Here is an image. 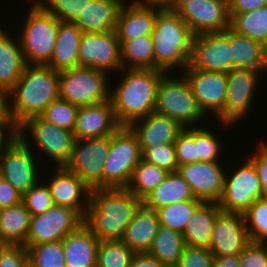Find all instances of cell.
Returning <instances> with one entry per match:
<instances>
[{
  "mask_svg": "<svg viewBox=\"0 0 267 267\" xmlns=\"http://www.w3.org/2000/svg\"><path fill=\"white\" fill-rule=\"evenodd\" d=\"M249 242L243 214L221 211L213 226L211 253L214 256L239 255Z\"/></svg>",
  "mask_w": 267,
  "mask_h": 267,
  "instance_id": "20",
  "label": "cell"
},
{
  "mask_svg": "<svg viewBox=\"0 0 267 267\" xmlns=\"http://www.w3.org/2000/svg\"><path fill=\"white\" fill-rule=\"evenodd\" d=\"M183 76L188 81L203 113L211 112L218 117L223 112L227 96V73L201 71L189 64L184 69Z\"/></svg>",
  "mask_w": 267,
  "mask_h": 267,
  "instance_id": "18",
  "label": "cell"
},
{
  "mask_svg": "<svg viewBox=\"0 0 267 267\" xmlns=\"http://www.w3.org/2000/svg\"><path fill=\"white\" fill-rule=\"evenodd\" d=\"M107 72L76 67L59 72V98L78 107L95 105L110 99ZM108 81V82H107Z\"/></svg>",
  "mask_w": 267,
  "mask_h": 267,
  "instance_id": "7",
  "label": "cell"
},
{
  "mask_svg": "<svg viewBox=\"0 0 267 267\" xmlns=\"http://www.w3.org/2000/svg\"><path fill=\"white\" fill-rule=\"evenodd\" d=\"M54 170L52 181L49 180L47 185L54 204L75 209L84 218L90 204L91 188L65 167H55Z\"/></svg>",
  "mask_w": 267,
  "mask_h": 267,
  "instance_id": "21",
  "label": "cell"
},
{
  "mask_svg": "<svg viewBox=\"0 0 267 267\" xmlns=\"http://www.w3.org/2000/svg\"><path fill=\"white\" fill-rule=\"evenodd\" d=\"M27 251L29 267H67L62 241L32 245Z\"/></svg>",
  "mask_w": 267,
  "mask_h": 267,
  "instance_id": "40",
  "label": "cell"
},
{
  "mask_svg": "<svg viewBox=\"0 0 267 267\" xmlns=\"http://www.w3.org/2000/svg\"><path fill=\"white\" fill-rule=\"evenodd\" d=\"M213 267H241L240 254L227 256H214Z\"/></svg>",
  "mask_w": 267,
  "mask_h": 267,
  "instance_id": "55",
  "label": "cell"
},
{
  "mask_svg": "<svg viewBox=\"0 0 267 267\" xmlns=\"http://www.w3.org/2000/svg\"><path fill=\"white\" fill-rule=\"evenodd\" d=\"M136 134L143 152L148 147L174 143L184 127L175 119L152 112L129 126Z\"/></svg>",
  "mask_w": 267,
  "mask_h": 267,
  "instance_id": "24",
  "label": "cell"
},
{
  "mask_svg": "<svg viewBox=\"0 0 267 267\" xmlns=\"http://www.w3.org/2000/svg\"><path fill=\"white\" fill-rule=\"evenodd\" d=\"M0 267H29L27 247L21 244H0Z\"/></svg>",
  "mask_w": 267,
  "mask_h": 267,
  "instance_id": "48",
  "label": "cell"
},
{
  "mask_svg": "<svg viewBox=\"0 0 267 267\" xmlns=\"http://www.w3.org/2000/svg\"><path fill=\"white\" fill-rule=\"evenodd\" d=\"M83 223L84 218L75 209L54 204L46 212L31 216L24 245L29 248L36 244L62 241Z\"/></svg>",
  "mask_w": 267,
  "mask_h": 267,
  "instance_id": "12",
  "label": "cell"
},
{
  "mask_svg": "<svg viewBox=\"0 0 267 267\" xmlns=\"http://www.w3.org/2000/svg\"><path fill=\"white\" fill-rule=\"evenodd\" d=\"M6 97L8 120L16 129L26 119L40 116L59 98V72L48 65L26 64L22 76ZM10 97L13 102L8 100Z\"/></svg>",
  "mask_w": 267,
  "mask_h": 267,
  "instance_id": "1",
  "label": "cell"
},
{
  "mask_svg": "<svg viewBox=\"0 0 267 267\" xmlns=\"http://www.w3.org/2000/svg\"><path fill=\"white\" fill-rule=\"evenodd\" d=\"M31 214L25 205L0 208V244L24 245L30 229Z\"/></svg>",
  "mask_w": 267,
  "mask_h": 267,
  "instance_id": "33",
  "label": "cell"
},
{
  "mask_svg": "<svg viewBox=\"0 0 267 267\" xmlns=\"http://www.w3.org/2000/svg\"><path fill=\"white\" fill-rule=\"evenodd\" d=\"M123 3L117 18L115 31L120 46L138 36L151 34L158 13L163 9L158 6L138 5L132 1Z\"/></svg>",
  "mask_w": 267,
  "mask_h": 267,
  "instance_id": "23",
  "label": "cell"
},
{
  "mask_svg": "<svg viewBox=\"0 0 267 267\" xmlns=\"http://www.w3.org/2000/svg\"><path fill=\"white\" fill-rule=\"evenodd\" d=\"M219 162H197L179 166L178 172L188 182L195 198L219 202L223 196L225 169Z\"/></svg>",
  "mask_w": 267,
  "mask_h": 267,
  "instance_id": "19",
  "label": "cell"
},
{
  "mask_svg": "<svg viewBox=\"0 0 267 267\" xmlns=\"http://www.w3.org/2000/svg\"><path fill=\"white\" fill-rule=\"evenodd\" d=\"M135 252L122 240L100 241L97 249V267H129Z\"/></svg>",
  "mask_w": 267,
  "mask_h": 267,
  "instance_id": "39",
  "label": "cell"
},
{
  "mask_svg": "<svg viewBox=\"0 0 267 267\" xmlns=\"http://www.w3.org/2000/svg\"><path fill=\"white\" fill-rule=\"evenodd\" d=\"M123 79L110 91L114 114L120 126H130L154 112L157 88L167 74L156 69H122Z\"/></svg>",
  "mask_w": 267,
  "mask_h": 267,
  "instance_id": "3",
  "label": "cell"
},
{
  "mask_svg": "<svg viewBox=\"0 0 267 267\" xmlns=\"http://www.w3.org/2000/svg\"><path fill=\"white\" fill-rule=\"evenodd\" d=\"M0 27V91L7 94L22 76L26 62L19 40Z\"/></svg>",
  "mask_w": 267,
  "mask_h": 267,
  "instance_id": "29",
  "label": "cell"
},
{
  "mask_svg": "<svg viewBox=\"0 0 267 267\" xmlns=\"http://www.w3.org/2000/svg\"><path fill=\"white\" fill-rule=\"evenodd\" d=\"M30 6L17 40L26 64L46 65L54 52L60 20L36 2Z\"/></svg>",
  "mask_w": 267,
  "mask_h": 267,
  "instance_id": "5",
  "label": "cell"
},
{
  "mask_svg": "<svg viewBox=\"0 0 267 267\" xmlns=\"http://www.w3.org/2000/svg\"><path fill=\"white\" fill-rule=\"evenodd\" d=\"M22 202V194L8 181L0 178V208L12 207Z\"/></svg>",
  "mask_w": 267,
  "mask_h": 267,
  "instance_id": "52",
  "label": "cell"
},
{
  "mask_svg": "<svg viewBox=\"0 0 267 267\" xmlns=\"http://www.w3.org/2000/svg\"><path fill=\"white\" fill-rule=\"evenodd\" d=\"M243 217L250 241L267 243V199L254 201Z\"/></svg>",
  "mask_w": 267,
  "mask_h": 267,
  "instance_id": "41",
  "label": "cell"
},
{
  "mask_svg": "<svg viewBox=\"0 0 267 267\" xmlns=\"http://www.w3.org/2000/svg\"><path fill=\"white\" fill-rule=\"evenodd\" d=\"M221 211L217 202H202L185 227V244L209 249L213 226Z\"/></svg>",
  "mask_w": 267,
  "mask_h": 267,
  "instance_id": "31",
  "label": "cell"
},
{
  "mask_svg": "<svg viewBox=\"0 0 267 267\" xmlns=\"http://www.w3.org/2000/svg\"><path fill=\"white\" fill-rule=\"evenodd\" d=\"M207 130L196 127L197 162H220L222 142Z\"/></svg>",
  "mask_w": 267,
  "mask_h": 267,
  "instance_id": "45",
  "label": "cell"
},
{
  "mask_svg": "<svg viewBox=\"0 0 267 267\" xmlns=\"http://www.w3.org/2000/svg\"><path fill=\"white\" fill-rule=\"evenodd\" d=\"M172 9L194 35L230 28L228 0H176Z\"/></svg>",
  "mask_w": 267,
  "mask_h": 267,
  "instance_id": "11",
  "label": "cell"
},
{
  "mask_svg": "<svg viewBox=\"0 0 267 267\" xmlns=\"http://www.w3.org/2000/svg\"><path fill=\"white\" fill-rule=\"evenodd\" d=\"M6 133L7 135H5ZM15 133H16V130L12 125H0V153H1L2 148L5 145L4 143H7Z\"/></svg>",
  "mask_w": 267,
  "mask_h": 267,
  "instance_id": "57",
  "label": "cell"
},
{
  "mask_svg": "<svg viewBox=\"0 0 267 267\" xmlns=\"http://www.w3.org/2000/svg\"><path fill=\"white\" fill-rule=\"evenodd\" d=\"M16 131H28L33 142L55 161L56 166L65 167L69 162L75 143L74 133L44 120L41 116H33L20 124Z\"/></svg>",
  "mask_w": 267,
  "mask_h": 267,
  "instance_id": "13",
  "label": "cell"
},
{
  "mask_svg": "<svg viewBox=\"0 0 267 267\" xmlns=\"http://www.w3.org/2000/svg\"><path fill=\"white\" fill-rule=\"evenodd\" d=\"M230 29L267 48V5L246 13L230 14Z\"/></svg>",
  "mask_w": 267,
  "mask_h": 267,
  "instance_id": "36",
  "label": "cell"
},
{
  "mask_svg": "<svg viewBox=\"0 0 267 267\" xmlns=\"http://www.w3.org/2000/svg\"><path fill=\"white\" fill-rule=\"evenodd\" d=\"M79 67L105 72L122 70L120 43L116 31L83 33L79 46Z\"/></svg>",
  "mask_w": 267,
  "mask_h": 267,
  "instance_id": "17",
  "label": "cell"
},
{
  "mask_svg": "<svg viewBox=\"0 0 267 267\" xmlns=\"http://www.w3.org/2000/svg\"><path fill=\"white\" fill-rule=\"evenodd\" d=\"M179 166L197 163L196 127H185L174 142Z\"/></svg>",
  "mask_w": 267,
  "mask_h": 267,
  "instance_id": "47",
  "label": "cell"
},
{
  "mask_svg": "<svg viewBox=\"0 0 267 267\" xmlns=\"http://www.w3.org/2000/svg\"><path fill=\"white\" fill-rule=\"evenodd\" d=\"M151 36L154 62L161 70L169 74L177 66L184 70L190 64L194 34L172 8L158 13Z\"/></svg>",
  "mask_w": 267,
  "mask_h": 267,
  "instance_id": "4",
  "label": "cell"
},
{
  "mask_svg": "<svg viewBox=\"0 0 267 267\" xmlns=\"http://www.w3.org/2000/svg\"><path fill=\"white\" fill-rule=\"evenodd\" d=\"M119 127L109 99L95 105L79 107L73 133L75 140L98 138L112 135Z\"/></svg>",
  "mask_w": 267,
  "mask_h": 267,
  "instance_id": "22",
  "label": "cell"
},
{
  "mask_svg": "<svg viewBox=\"0 0 267 267\" xmlns=\"http://www.w3.org/2000/svg\"><path fill=\"white\" fill-rule=\"evenodd\" d=\"M78 110V106L58 98L51 102L40 116L47 122L73 132Z\"/></svg>",
  "mask_w": 267,
  "mask_h": 267,
  "instance_id": "42",
  "label": "cell"
},
{
  "mask_svg": "<svg viewBox=\"0 0 267 267\" xmlns=\"http://www.w3.org/2000/svg\"><path fill=\"white\" fill-rule=\"evenodd\" d=\"M120 52L123 69L161 70L154 62V49L151 34L138 36L135 39L125 41L120 46Z\"/></svg>",
  "mask_w": 267,
  "mask_h": 267,
  "instance_id": "35",
  "label": "cell"
},
{
  "mask_svg": "<svg viewBox=\"0 0 267 267\" xmlns=\"http://www.w3.org/2000/svg\"><path fill=\"white\" fill-rule=\"evenodd\" d=\"M129 267H166L148 252H135Z\"/></svg>",
  "mask_w": 267,
  "mask_h": 267,
  "instance_id": "54",
  "label": "cell"
},
{
  "mask_svg": "<svg viewBox=\"0 0 267 267\" xmlns=\"http://www.w3.org/2000/svg\"><path fill=\"white\" fill-rule=\"evenodd\" d=\"M39 4L61 22L75 23L88 0H42Z\"/></svg>",
  "mask_w": 267,
  "mask_h": 267,
  "instance_id": "43",
  "label": "cell"
},
{
  "mask_svg": "<svg viewBox=\"0 0 267 267\" xmlns=\"http://www.w3.org/2000/svg\"><path fill=\"white\" fill-rule=\"evenodd\" d=\"M41 1H42V0H35L34 2H36V3L39 4Z\"/></svg>",
  "mask_w": 267,
  "mask_h": 267,
  "instance_id": "59",
  "label": "cell"
},
{
  "mask_svg": "<svg viewBox=\"0 0 267 267\" xmlns=\"http://www.w3.org/2000/svg\"><path fill=\"white\" fill-rule=\"evenodd\" d=\"M190 65L201 71L230 72L233 69L231 29L194 35Z\"/></svg>",
  "mask_w": 267,
  "mask_h": 267,
  "instance_id": "14",
  "label": "cell"
},
{
  "mask_svg": "<svg viewBox=\"0 0 267 267\" xmlns=\"http://www.w3.org/2000/svg\"><path fill=\"white\" fill-rule=\"evenodd\" d=\"M251 157H247L248 160L253 164L257 176L260 180L262 198L267 199V145L260 142V146L255 149Z\"/></svg>",
  "mask_w": 267,
  "mask_h": 267,
  "instance_id": "51",
  "label": "cell"
},
{
  "mask_svg": "<svg viewBox=\"0 0 267 267\" xmlns=\"http://www.w3.org/2000/svg\"><path fill=\"white\" fill-rule=\"evenodd\" d=\"M22 203L31 216L42 214L54 205L48 186L39 182L22 195Z\"/></svg>",
  "mask_w": 267,
  "mask_h": 267,
  "instance_id": "46",
  "label": "cell"
},
{
  "mask_svg": "<svg viewBox=\"0 0 267 267\" xmlns=\"http://www.w3.org/2000/svg\"><path fill=\"white\" fill-rule=\"evenodd\" d=\"M142 159L170 172H178L174 143L148 147L142 152Z\"/></svg>",
  "mask_w": 267,
  "mask_h": 267,
  "instance_id": "44",
  "label": "cell"
},
{
  "mask_svg": "<svg viewBox=\"0 0 267 267\" xmlns=\"http://www.w3.org/2000/svg\"><path fill=\"white\" fill-rule=\"evenodd\" d=\"M202 202L203 201L199 199H193L175 202L172 205L157 209L156 212L160 226L168 227L183 234L185 227L189 220L193 217L196 208Z\"/></svg>",
  "mask_w": 267,
  "mask_h": 267,
  "instance_id": "38",
  "label": "cell"
},
{
  "mask_svg": "<svg viewBox=\"0 0 267 267\" xmlns=\"http://www.w3.org/2000/svg\"><path fill=\"white\" fill-rule=\"evenodd\" d=\"M99 239L83 223L63 240L65 265L67 267H97Z\"/></svg>",
  "mask_w": 267,
  "mask_h": 267,
  "instance_id": "26",
  "label": "cell"
},
{
  "mask_svg": "<svg viewBox=\"0 0 267 267\" xmlns=\"http://www.w3.org/2000/svg\"><path fill=\"white\" fill-rule=\"evenodd\" d=\"M26 136L24 131H16L0 153V177L22 195L40 181L37 163Z\"/></svg>",
  "mask_w": 267,
  "mask_h": 267,
  "instance_id": "9",
  "label": "cell"
},
{
  "mask_svg": "<svg viewBox=\"0 0 267 267\" xmlns=\"http://www.w3.org/2000/svg\"><path fill=\"white\" fill-rule=\"evenodd\" d=\"M124 2V0H88L86 8L74 24L82 33L113 31Z\"/></svg>",
  "mask_w": 267,
  "mask_h": 267,
  "instance_id": "25",
  "label": "cell"
},
{
  "mask_svg": "<svg viewBox=\"0 0 267 267\" xmlns=\"http://www.w3.org/2000/svg\"><path fill=\"white\" fill-rule=\"evenodd\" d=\"M231 173L228 177L225 174L224 192L218 204L223 212L243 214L254 201L262 198L260 180L249 160Z\"/></svg>",
  "mask_w": 267,
  "mask_h": 267,
  "instance_id": "15",
  "label": "cell"
},
{
  "mask_svg": "<svg viewBox=\"0 0 267 267\" xmlns=\"http://www.w3.org/2000/svg\"><path fill=\"white\" fill-rule=\"evenodd\" d=\"M193 199L197 198H195L188 182L179 172H170L154 190L142 199V204L156 211L175 202Z\"/></svg>",
  "mask_w": 267,
  "mask_h": 267,
  "instance_id": "30",
  "label": "cell"
},
{
  "mask_svg": "<svg viewBox=\"0 0 267 267\" xmlns=\"http://www.w3.org/2000/svg\"><path fill=\"white\" fill-rule=\"evenodd\" d=\"M185 245L182 233L159 226L148 253L155 256L166 267H177Z\"/></svg>",
  "mask_w": 267,
  "mask_h": 267,
  "instance_id": "34",
  "label": "cell"
},
{
  "mask_svg": "<svg viewBox=\"0 0 267 267\" xmlns=\"http://www.w3.org/2000/svg\"><path fill=\"white\" fill-rule=\"evenodd\" d=\"M82 34L74 23L60 21L54 52L46 65L57 72L79 67V46Z\"/></svg>",
  "mask_w": 267,
  "mask_h": 267,
  "instance_id": "27",
  "label": "cell"
},
{
  "mask_svg": "<svg viewBox=\"0 0 267 267\" xmlns=\"http://www.w3.org/2000/svg\"><path fill=\"white\" fill-rule=\"evenodd\" d=\"M154 112L175 119L184 128L193 127L206 117L185 77L179 79L167 74L158 85Z\"/></svg>",
  "mask_w": 267,
  "mask_h": 267,
  "instance_id": "8",
  "label": "cell"
},
{
  "mask_svg": "<svg viewBox=\"0 0 267 267\" xmlns=\"http://www.w3.org/2000/svg\"><path fill=\"white\" fill-rule=\"evenodd\" d=\"M241 267H267V243L250 241L240 253Z\"/></svg>",
  "mask_w": 267,
  "mask_h": 267,
  "instance_id": "50",
  "label": "cell"
},
{
  "mask_svg": "<svg viewBox=\"0 0 267 267\" xmlns=\"http://www.w3.org/2000/svg\"><path fill=\"white\" fill-rule=\"evenodd\" d=\"M141 204L127 188L91 189L84 224L99 241L122 240Z\"/></svg>",
  "mask_w": 267,
  "mask_h": 267,
  "instance_id": "2",
  "label": "cell"
},
{
  "mask_svg": "<svg viewBox=\"0 0 267 267\" xmlns=\"http://www.w3.org/2000/svg\"><path fill=\"white\" fill-rule=\"evenodd\" d=\"M110 147L111 135L75 140L65 168L75 173L91 189H101L104 161Z\"/></svg>",
  "mask_w": 267,
  "mask_h": 267,
  "instance_id": "10",
  "label": "cell"
},
{
  "mask_svg": "<svg viewBox=\"0 0 267 267\" xmlns=\"http://www.w3.org/2000/svg\"><path fill=\"white\" fill-rule=\"evenodd\" d=\"M168 174L169 172L167 170L141 159L134 168L127 189L142 200L148 193L154 190Z\"/></svg>",
  "mask_w": 267,
  "mask_h": 267,
  "instance_id": "37",
  "label": "cell"
},
{
  "mask_svg": "<svg viewBox=\"0 0 267 267\" xmlns=\"http://www.w3.org/2000/svg\"><path fill=\"white\" fill-rule=\"evenodd\" d=\"M231 52L233 69H252L262 74L267 70V48L260 42L239 35L233 30H231Z\"/></svg>",
  "mask_w": 267,
  "mask_h": 267,
  "instance_id": "32",
  "label": "cell"
},
{
  "mask_svg": "<svg viewBox=\"0 0 267 267\" xmlns=\"http://www.w3.org/2000/svg\"><path fill=\"white\" fill-rule=\"evenodd\" d=\"M0 125H11L7 116V97L0 91Z\"/></svg>",
  "mask_w": 267,
  "mask_h": 267,
  "instance_id": "58",
  "label": "cell"
},
{
  "mask_svg": "<svg viewBox=\"0 0 267 267\" xmlns=\"http://www.w3.org/2000/svg\"><path fill=\"white\" fill-rule=\"evenodd\" d=\"M159 226L157 212L141 204L127 226L122 241L134 252H148Z\"/></svg>",
  "mask_w": 267,
  "mask_h": 267,
  "instance_id": "28",
  "label": "cell"
},
{
  "mask_svg": "<svg viewBox=\"0 0 267 267\" xmlns=\"http://www.w3.org/2000/svg\"><path fill=\"white\" fill-rule=\"evenodd\" d=\"M213 258L208 248L185 245L177 267H213Z\"/></svg>",
  "mask_w": 267,
  "mask_h": 267,
  "instance_id": "49",
  "label": "cell"
},
{
  "mask_svg": "<svg viewBox=\"0 0 267 267\" xmlns=\"http://www.w3.org/2000/svg\"><path fill=\"white\" fill-rule=\"evenodd\" d=\"M141 159L142 151L136 134L129 126H120L111 135V147L104 161L102 188H127Z\"/></svg>",
  "mask_w": 267,
  "mask_h": 267,
  "instance_id": "6",
  "label": "cell"
},
{
  "mask_svg": "<svg viewBox=\"0 0 267 267\" xmlns=\"http://www.w3.org/2000/svg\"><path fill=\"white\" fill-rule=\"evenodd\" d=\"M261 72L252 69L234 68L227 73V96L223 112L216 118L224 126L240 121L250 111L258 78ZM259 76V77H258ZM254 97V98H253Z\"/></svg>",
  "mask_w": 267,
  "mask_h": 267,
  "instance_id": "16",
  "label": "cell"
},
{
  "mask_svg": "<svg viewBox=\"0 0 267 267\" xmlns=\"http://www.w3.org/2000/svg\"><path fill=\"white\" fill-rule=\"evenodd\" d=\"M176 0H134L138 5L158 6L161 8H173Z\"/></svg>",
  "mask_w": 267,
  "mask_h": 267,
  "instance_id": "56",
  "label": "cell"
},
{
  "mask_svg": "<svg viewBox=\"0 0 267 267\" xmlns=\"http://www.w3.org/2000/svg\"><path fill=\"white\" fill-rule=\"evenodd\" d=\"M229 14L246 13L267 5V0H228Z\"/></svg>",
  "mask_w": 267,
  "mask_h": 267,
  "instance_id": "53",
  "label": "cell"
}]
</instances>
